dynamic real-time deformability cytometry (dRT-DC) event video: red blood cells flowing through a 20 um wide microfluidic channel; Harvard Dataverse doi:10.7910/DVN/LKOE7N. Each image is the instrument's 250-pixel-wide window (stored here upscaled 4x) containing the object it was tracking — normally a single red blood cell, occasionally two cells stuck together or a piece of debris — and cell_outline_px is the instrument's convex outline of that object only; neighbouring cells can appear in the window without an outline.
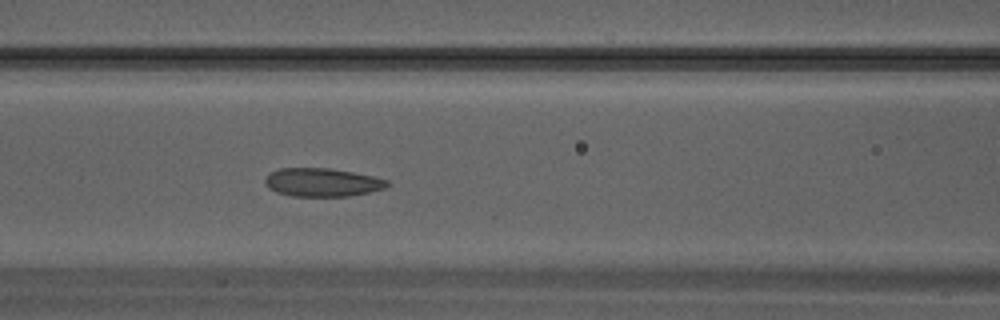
{"species": "Egyptian fruit bat (a non-hibernating species)", "species_latin": "Rousettus aegyptiacus", "temperature_condition": "warm", "stored_images_in_passage": 10, "camera_frame_rate_fps": 3000, "um_per_image_px": 0.085, "animal": {"sex": "male"}, "frame": {"image": 1, "passage_image": 6, "time_ms": 1.667, "image_size_px": [1000, 320], "cell_outline_px": [[392, 184], [384, 188], [368, 192], [348, 196], [292, 196], [276, 192], [268, 188], [264, 184], [264, 180], [268, 172], [280, 168], [328, 168], [352, 172], [372, 176], [388, 180]], "centroid_in_image_um": [27.34, 15.49], "position_along_channel_um": 139.3, "area_um2": 20.29}}
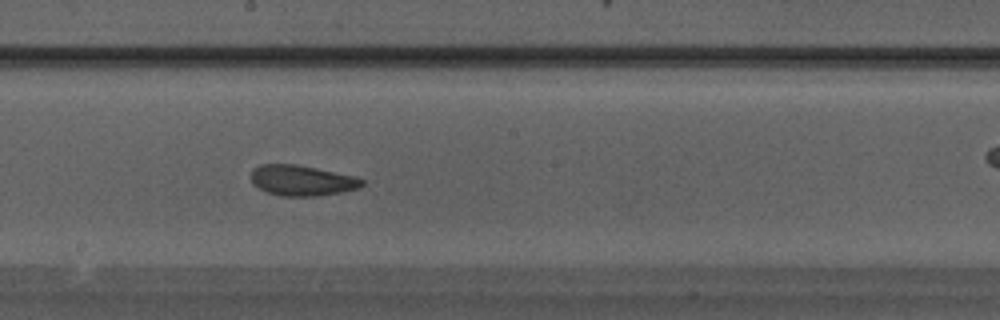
{"frame": {"image": 2, "passage_image": 10, "time_ms": 3.0, "image_size_px": [1000, 320], "cell_outline_px": [[364, 184], [360, 188], [340, 192], [316, 196], [280, 196], [268, 192], [252, 184], [252, 168], [260, 164], [296, 164], [316, 168], [352, 176], [364, 180]], "centroid_in_image_um": [25.64, 15.34], "position_along_channel_um": 222.6, "area_um2": 19.59}}